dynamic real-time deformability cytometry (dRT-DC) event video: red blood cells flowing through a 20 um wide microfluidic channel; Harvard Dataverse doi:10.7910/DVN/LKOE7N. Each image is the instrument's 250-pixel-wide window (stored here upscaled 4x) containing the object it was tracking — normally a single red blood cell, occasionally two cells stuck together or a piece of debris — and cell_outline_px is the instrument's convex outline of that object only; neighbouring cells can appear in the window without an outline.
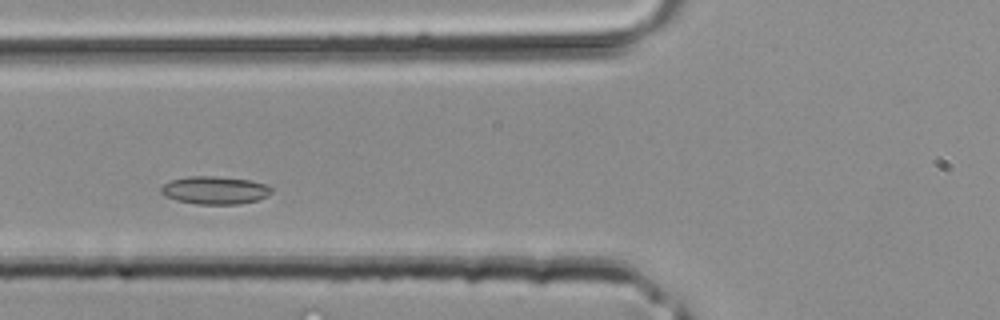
{"species": "common noctule bat (a hibernating species)", "species_latin": "Nyctalus noctula", "temperature_condition": "room temperature", "stored_images_in_passage": 31, "camera_frame_rate_fps": 3000, "um_per_image_px": 0.085, "animal": {"sex": "male", "body_mass_g": 20.4}, "frame": {"image": 1, "passage_image": 7, "time_ms": 2.0, "image_size_px": [1000, 320], "cell_outline_px": [[272, 192], [268, 196], [256, 200], [240, 204], [196, 204], [176, 200], [164, 196], [160, 192], [160, 188], [168, 180], [188, 176], [220, 176], [252, 180], [268, 184], [272, 188]], "centroid_in_image_um": [18.26, 16.15], "position_along_channel_um": 107.5, "area_um2": 18.32}}
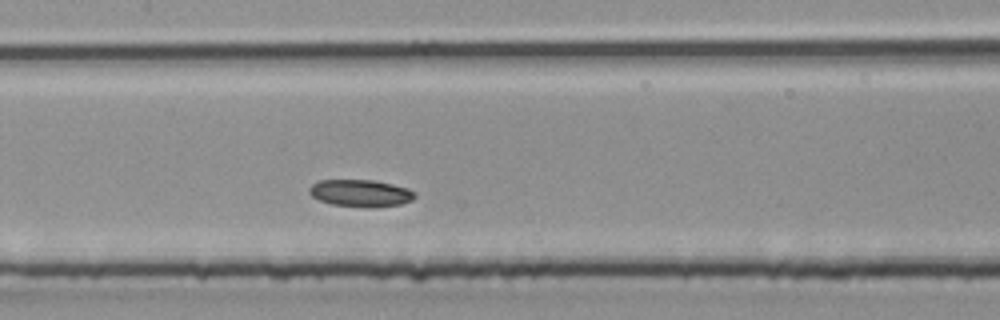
{"frame": {"image": 2, "passage_image": 11, "time_ms": 3.333, "image_size_px": [1000, 320], "cell_outline_px": [[416, 196], [412, 200], [400, 204], [372, 208], [332, 204], [320, 200], [312, 196], [308, 192], [308, 188], [312, 184], [320, 180], [372, 180], [392, 184], [408, 188], [416, 192]], "centroid_in_image_um": [30.66, 16.42], "position_along_channel_um": 176.7, "area_um2": 16.7}}
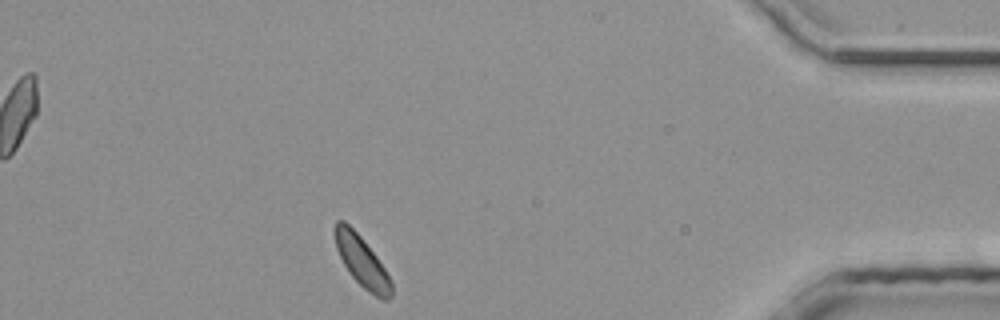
{"frame": {"image": 3, "passage_image": 27, "time_ms": 8.667, "image_size_px": [1000, 320], "cell_outline_px": [[392, 296], [388, 300], [380, 300], [368, 292], [348, 272], [336, 248], [332, 232], [332, 228], [336, 220], [344, 220], [360, 236], [376, 256], [392, 280]], "centroid_in_image_um": [30.74, 22.22], "position_along_channel_um": 404.5, "area_um2": 16.88}}